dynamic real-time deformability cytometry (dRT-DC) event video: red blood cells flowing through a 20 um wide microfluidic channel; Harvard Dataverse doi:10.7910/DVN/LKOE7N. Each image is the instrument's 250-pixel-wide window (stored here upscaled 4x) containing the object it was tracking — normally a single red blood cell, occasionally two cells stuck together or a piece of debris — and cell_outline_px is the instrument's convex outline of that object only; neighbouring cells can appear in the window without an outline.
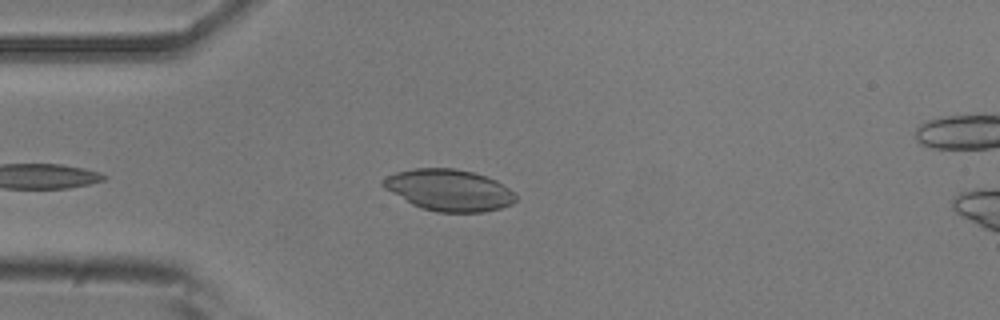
{"species": "common noctule bat (a hibernating species)", "species_latin": "Nyctalus noctula", "temperature_condition": "room temperature", "stored_images_in_passage": 38, "segment_of_instrument_passage": [1, 2], "camera_frame_rate_fps": 3000, "um_per_image_px": 0.085, "animal": {"sex": "male", "body_mass_g": 20.5, "forearm_length_mm": 52.5}, "frame": {"image": 1, "passage_image": 2, "time_ms": 0.333, "image_size_px": [1000, 320], "cell_outline_px": [[516, 200], [512, 204], [500, 208], [484, 212], [436, 212], [420, 208], [412, 204], [384, 188], [380, 184], [380, 180], [396, 172], [412, 168], [456, 168], [472, 172], [496, 180], [516, 192]], "centroid_in_image_um": [38.16, 16.16], "position_along_channel_um": 46.8, "area_um2": 32.25}}
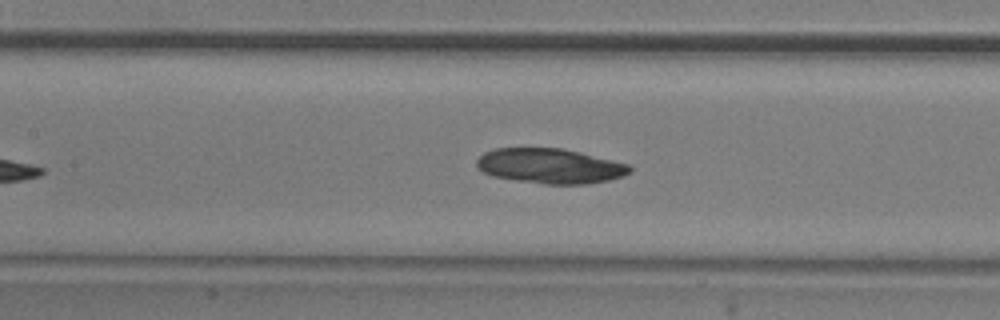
{"frame": {"image": 2, "passage_image": 12, "time_ms": 3.667, "image_size_px": [1000, 320], "cell_outline_px": [[632, 172], [624, 176], [608, 180], [588, 184], [544, 184], [516, 180], [492, 176], [476, 168], [476, 160], [484, 152], [496, 148], [560, 148], [580, 152], [628, 164], [632, 168]], "centroid_in_image_um": [46.75, 14.11], "position_along_channel_um": 160.7, "area_um2": 31.27}}
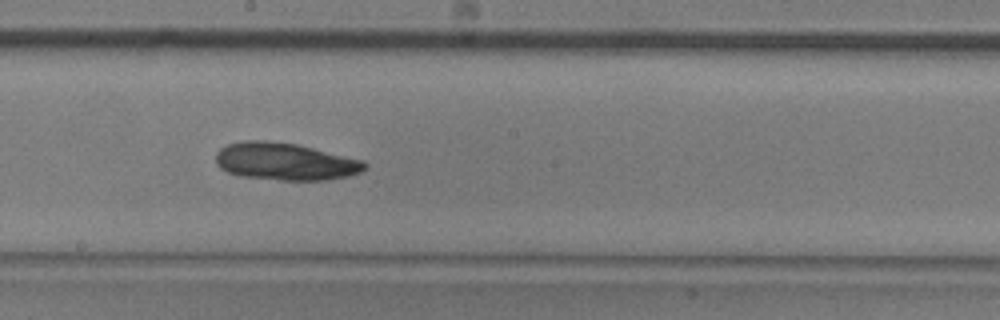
{"frame": {"image": 3, "passage_image": 17, "time_ms": 5.333, "image_size_px": [1000, 320], "cell_outline_px": [[368, 168], [360, 172], [348, 176], [328, 180], [280, 180], [240, 176], [228, 172], [220, 168], [216, 164], [216, 152], [220, 148], [228, 144], [244, 140], [264, 140], [296, 144], [364, 160], [368, 164]], "centroid_in_image_um": [24.25, 13.73], "position_along_channel_um": 224.0, "area_um2": 32.6}}